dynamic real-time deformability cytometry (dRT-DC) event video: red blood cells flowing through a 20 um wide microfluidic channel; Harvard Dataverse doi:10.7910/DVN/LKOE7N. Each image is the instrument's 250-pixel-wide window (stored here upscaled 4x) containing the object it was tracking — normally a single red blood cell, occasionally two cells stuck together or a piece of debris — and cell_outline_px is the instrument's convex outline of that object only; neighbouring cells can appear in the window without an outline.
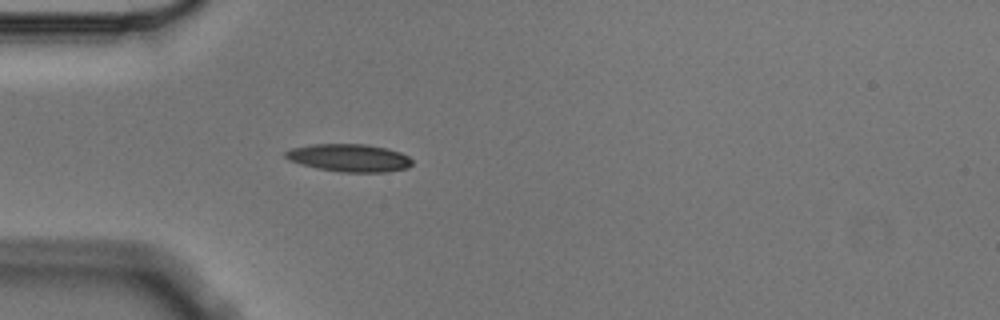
{"species": "Egyptian fruit bat (a non-hibernating species)", "species_latin": "Rousettus aegyptiacus", "temperature_condition": "cold", "stored_images_in_passage": 4, "camera_frame_rate_fps": 3000, "um_per_image_px": 0.085, "animal": {"sex": "male"}, "frame": {"image": 1, "passage_image": 4, "time_ms": 1.0, "image_size_px": [1000, 320], "cell_outline_px": [[412, 164], [408, 168], [384, 172], [340, 172], [316, 168], [288, 160], [284, 156], [284, 152], [292, 148], [312, 144], [368, 144], [388, 148], [400, 152], [408, 156], [412, 160]], "centroid_in_image_um": [29.69, 13.41], "position_along_channel_um": 55.3, "area_um2": 20.58}}